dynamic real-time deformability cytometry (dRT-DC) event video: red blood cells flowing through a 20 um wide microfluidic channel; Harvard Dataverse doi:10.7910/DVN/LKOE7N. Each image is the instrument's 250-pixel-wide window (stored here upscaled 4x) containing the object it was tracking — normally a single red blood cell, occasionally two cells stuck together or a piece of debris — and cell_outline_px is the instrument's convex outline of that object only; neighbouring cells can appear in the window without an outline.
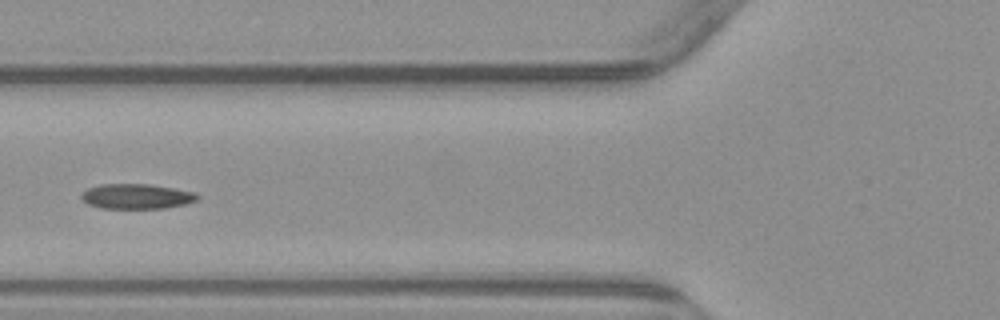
{"species": "common noctule bat (a hibernating species)", "species_latin": "Nyctalus noctula", "temperature_condition": "warm", "stored_images_in_passage": 6, "camera_frame_rate_fps": 3000, "um_per_image_px": 0.085, "animal": {"sex": "male", "body_mass_g": 23.1, "forearm_length_mm": 52.7}, "frame": {"image": 1, "passage_image": 6, "time_ms": 6.0, "image_size_px": [1000, 320], "cell_outline_px": [[200, 196], [196, 200], [184, 204], [164, 208], [100, 208], [88, 204], [80, 196], [88, 188], [100, 184], [148, 184], [196, 192]], "centroid_in_image_um": [11.61, 16.69], "position_along_channel_um": 114.2, "area_um2": 16.76}}